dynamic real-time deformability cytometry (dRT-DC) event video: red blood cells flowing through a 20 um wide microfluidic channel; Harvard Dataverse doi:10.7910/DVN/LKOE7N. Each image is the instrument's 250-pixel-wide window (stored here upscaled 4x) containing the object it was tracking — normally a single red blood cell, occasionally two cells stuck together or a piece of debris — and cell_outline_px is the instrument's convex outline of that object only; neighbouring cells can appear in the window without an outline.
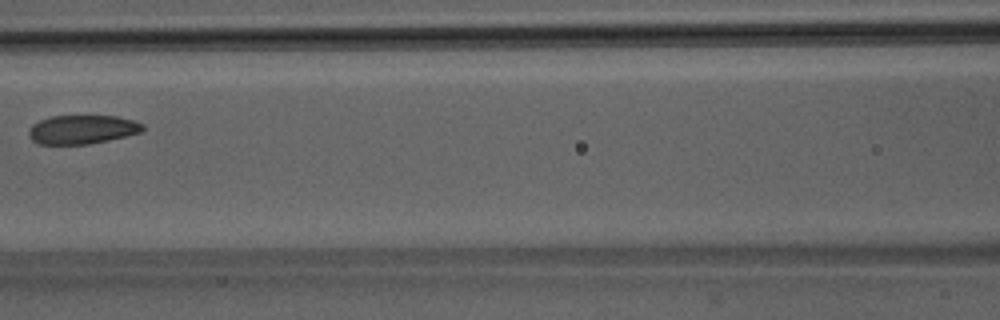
{"species": "Egyptian fruit bat (a non-hibernating species)", "species_latin": "Rousettus aegyptiacus", "temperature_condition": "room temperature", "stored_images_in_passage": 5, "camera_frame_rate_fps": 3000, "um_per_image_px": 0.085, "animal": {"sex": "male"}, "frame": {"image": 1, "passage_image": 5, "time_ms": 4.667, "image_size_px": [1000, 320], "cell_outline_px": [[144, 128], [140, 132], [108, 140], [88, 144], [36, 144], [32, 140], [28, 132], [28, 128], [32, 124], [40, 120], [52, 116], [116, 116], [132, 120], [144, 124]], "centroid_in_image_um": [6.94, 11.0], "position_along_channel_um": 159.7, "area_um2": 19.07}}